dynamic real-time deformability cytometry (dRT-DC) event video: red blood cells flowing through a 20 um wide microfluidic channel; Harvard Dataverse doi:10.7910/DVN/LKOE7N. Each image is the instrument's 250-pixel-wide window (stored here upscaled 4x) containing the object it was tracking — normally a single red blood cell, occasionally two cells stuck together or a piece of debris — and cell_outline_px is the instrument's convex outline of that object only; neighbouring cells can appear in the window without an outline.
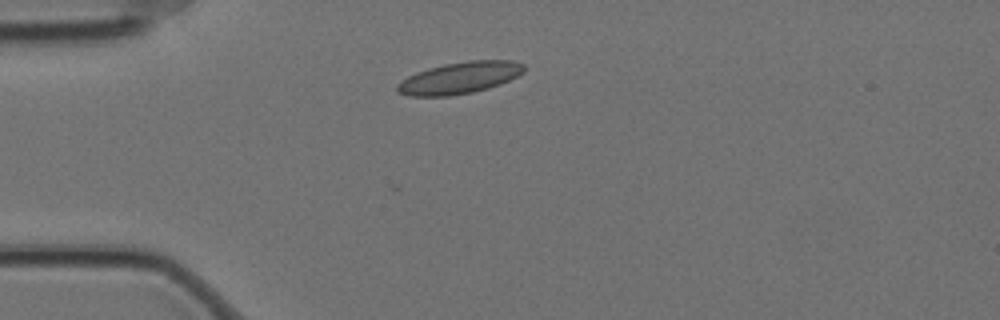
{"species": "Egyptian fruit bat (a non-hibernating species)", "species_latin": "Rousettus aegyptiacus", "temperature_condition": "cold", "stored_images_in_passage": 2, "camera_frame_rate_fps": 3000, "um_per_image_px": 0.085, "animal": {"sex": "female"}, "frame": {"image": 1, "passage_image": 2, "time_ms": 0.333, "image_size_px": [1000, 320], "cell_outline_px": [[524, 72], [500, 84], [488, 88], [472, 92], [448, 96], [408, 96], [396, 92], [396, 84], [400, 80], [416, 72], [428, 68], [444, 64], [468, 60], [512, 60], [524, 64]], "centroid_in_image_um": [39.02, 6.61], "position_along_channel_um": 46.0, "area_um2": 23.52}}